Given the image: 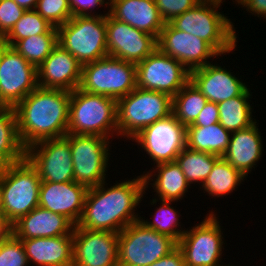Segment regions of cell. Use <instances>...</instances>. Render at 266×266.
Returning a JSON list of instances; mask_svg holds the SVG:
<instances>
[{"mask_svg":"<svg viewBox=\"0 0 266 266\" xmlns=\"http://www.w3.org/2000/svg\"><path fill=\"white\" fill-rule=\"evenodd\" d=\"M17 132V118L14 108H0V164L18 163L25 158Z\"/></svg>","mask_w":266,"mask_h":266,"instance_id":"83f0119b","label":"cell"},{"mask_svg":"<svg viewBox=\"0 0 266 266\" xmlns=\"http://www.w3.org/2000/svg\"><path fill=\"white\" fill-rule=\"evenodd\" d=\"M24 12L25 10L13 0L0 1V40L11 30Z\"/></svg>","mask_w":266,"mask_h":266,"instance_id":"f35d334b","label":"cell"},{"mask_svg":"<svg viewBox=\"0 0 266 266\" xmlns=\"http://www.w3.org/2000/svg\"><path fill=\"white\" fill-rule=\"evenodd\" d=\"M58 45L57 27L47 33L19 40L13 48L30 64L38 68Z\"/></svg>","mask_w":266,"mask_h":266,"instance_id":"1f68e13d","label":"cell"},{"mask_svg":"<svg viewBox=\"0 0 266 266\" xmlns=\"http://www.w3.org/2000/svg\"><path fill=\"white\" fill-rule=\"evenodd\" d=\"M257 125L255 122L248 128L231 132L228 149L222 156L245 177L255 168L264 151Z\"/></svg>","mask_w":266,"mask_h":266,"instance_id":"cb8c5ba5","label":"cell"},{"mask_svg":"<svg viewBox=\"0 0 266 266\" xmlns=\"http://www.w3.org/2000/svg\"><path fill=\"white\" fill-rule=\"evenodd\" d=\"M144 173L145 171L143 172L145 188L148 189V185L151 184L159 198L158 200L154 198L152 202L150 201L151 205L156 204L160 200L180 201L191 186L176 161L157 164L155 169L153 168L152 171ZM151 177H154V180ZM152 181L153 184L150 183Z\"/></svg>","mask_w":266,"mask_h":266,"instance_id":"484cf974","label":"cell"},{"mask_svg":"<svg viewBox=\"0 0 266 266\" xmlns=\"http://www.w3.org/2000/svg\"><path fill=\"white\" fill-rule=\"evenodd\" d=\"M106 181L88 188L84 209L77 226L83 229L120 233L129 224L140 217L135 208L144 197L143 174L136 178L114 183L105 188ZM139 216V217H138Z\"/></svg>","mask_w":266,"mask_h":266,"instance_id":"6da1fadb","label":"cell"},{"mask_svg":"<svg viewBox=\"0 0 266 266\" xmlns=\"http://www.w3.org/2000/svg\"><path fill=\"white\" fill-rule=\"evenodd\" d=\"M108 56L137 64L157 48V39L106 13Z\"/></svg>","mask_w":266,"mask_h":266,"instance_id":"e0dca14e","label":"cell"},{"mask_svg":"<svg viewBox=\"0 0 266 266\" xmlns=\"http://www.w3.org/2000/svg\"><path fill=\"white\" fill-rule=\"evenodd\" d=\"M67 134L118 136L117 101L76 88L71 92Z\"/></svg>","mask_w":266,"mask_h":266,"instance_id":"277c9868","label":"cell"},{"mask_svg":"<svg viewBox=\"0 0 266 266\" xmlns=\"http://www.w3.org/2000/svg\"><path fill=\"white\" fill-rule=\"evenodd\" d=\"M71 92L37 87L15 108L22 146L64 137L68 131Z\"/></svg>","mask_w":266,"mask_h":266,"instance_id":"7a4b0ae2","label":"cell"},{"mask_svg":"<svg viewBox=\"0 0 266 266\" xmlns=\"http://www.w3.org/2000/svg\"><path fill=\"white\" fill-rule=\"evenodd\" d=\"M246 177L223 157H220L214 164L212 171L202 184V190L212 197H222L236 190Z\"/></svg>","mask_w":266,"mask_h":266,"instance_id":"f546056e","label":"cell"},{"mask_svg":"<svg viewBox=\"0 0 266 266\" xmlns=\"http://www.w3.org/2000/svg\"><path fill=\"white\" fill-rule=\"evenodd\" d=\"M12 225L13 235L20 240L72 235L75 226L65 216L40 206Z\"/></svg>","mask_w":266,"mask_h":266,"instance_id":"7402d4cb","label":"cell"},{"mask_svg":"<svg viewBox=\"0 0 266 266\" xmlns=\"http://www.w3.org/2000/svg\"><path fill=\"white\" fill-rule=\"evenodd\" d=\"M37 87V68L0 41V107L15 108Z\"/></svg>","mask_w":266,"mask_h":266,"instance_id":"8fae6325","label":"cell"},{"mask_svg":"<svg viewBox=\"0 0 266 266\" xmlns=\"http://www.w3.org/2000/svg\"><path fill=\"white\" fill-rule=\"evenodd\" d=\"M218 219L211 211L200 224L184 232L178 247L183 252L186 266H223L219 262L225 243Z\"/></svg>","mask_w":266,"mask_h":266,"instance_id":"7c38bea8","label":"cell"},{"mask_svg":"<svg viewBox=\"0 0 266 266\" xmlns=\"http://www.w3.org/2000/svg\"><path fill=\"white\" fill-rule=\"evenodd\" d=\"M17 5L26 10H35L37 0H13Z\"/></svg>","mask_w":266,"mask_h":266,"instance_id":"f6af8a7d","label":"cell"},{"mask_svg":"<svg viewBox=\"0 0 266 266\" xmlns=\"http://www.w3.org/2000/svg\"><path fill=\"white\" fill-rule=\"evenodd\" d=\"M28 263L37 266H72L73 235L21 240Z\"/></svg>","mask_w":266,"mask_h":266,"instance_id":"d4e9b609","label":"cell"},{"mask_svg":"<svg viewBox=\"0 0 266 266\" xmlns=\"http://www.w3.org/2000/svg\"><path fill=\"white\" fill-rule=\"evenodd\" d=\"M158 8L159 15L165 23L170 22L189 9L194 8L197 0H154Z\"/></svg>","mask_w":266,"mask_h":266,"instance_id":"74e56055","label":"cell"},{"mask_svg":"<svg viewBox=\"0 0 266 266\" xmlns=\"http://www.w3.org/2000/svg\"><path fill=\"white\" fill-rule=\"evenodd\" d=\"M186 139V126L172 113L145 127L131 140H135L157 165L176 161L186 148Z\"/></svg>","mask_w":266,"mask_h":266,"instance_id":"5bb4252c","label":"cell"},{"mask_svg":"<svg viewBox=\"0 0 266 266\" xmlns=\"http://www.w3.org/2000/svg\"><path fill=\"white\" fill-rule=\"evenodd\" d=\"M57 32L58 44L82 66L108 56L106 13L75 15Z\"/></svg>","mask_w":266,"mask_h":266,"instance_id":"5b68a950","label":"cell"},{"mask_svg":"<svg viewBox=\"0 0 266 266\" xmlns=\"http://www.w3.org/2000/svg\"><path fill=\"white\" fill-rule=\"evenodd\" d=\"M137 87L136 64L107 56L82 66L79 89L118 101Z\"/></svg>","mask_w":266,"mask_h":266,"instance_id":"ba28073f","label":"cell"},{"mask_svg":"<svg viewBox=\"0 0 266 266\" xmlns=\"http://www.w3.org/2000/svg\"><path fill=\"white\" fill-rule=\"evenodd\" d=\"M118 234L75 225L72 266H118Z\"/></svg>","mask_w":266,"mask_h":266,"instance_id":"2e32d148","label":"cell"},{"mask_svg":"<svg viewBox=\"0 0 266 266\" xmlns=\"http://www.w3.org/2000/svg\"><path fill=\"white\" fill-rule=\"evenodd\" d=\"M218 65L208 63L190 71V81L210 102L219 103L242 95L248 89L245 82Z\"/></svg>","mask_w":266,"mask_h":266,"instance_id":"44dd1931","label":"cell"},{"mask_svg":"<svg viewBox=\"0 0 266 266\" xmlns=\"http://www.w3.org/2000/svg\"><path fill=\"white\" fill-rule=\"evenodd\" d=\"M23 243L13 234L0 242V266H28Z\"/></svg>","mask_w":266,"mask_h":266,"instance_id":"8d00e7d4","label":"cell"},{"mask_svg":"<svg viewBox=\"0 0 266 266\" xmlns=\"http://www.w3.org/2000/svg\"><path fill=\"white\" fill-rule=\"evenodd\" d=\"M177 246L174 239L148 228L139 219L118 234V266H149Z\"/></svg>","mask_w":266,"mask_h":266,"instance_id":"9c48e42d","label":"cell"},{"mask_svg":"<svg viewBox=\"0 0 266 266\" xmlns=\"http://www.w3.org/2000/svg\"><path fill=\"white\" fill-rule=\"evenodd\" d=\"M88 188L75 181H41L39 206L61 214L77 225L81 219Z\"/></svg>","mask_w":266,"mask_h":266,"instance_id":"ffe728a7","label":"cell"},{"mask_svg":"<svg viewBox=\"0 0 266 266\" xmlns=\"http://www.w3.org/2000/svg\"><path fill=\"white\" fill-rule=\"evenodd\" d=\"M82 65L59 44L37 68L38 87L72 92L79 88Z\"/></svg>","mask_w":266,"mask_h":266,"instance_id":"d6986e66","label":"cell"},{"mask_svg":"<svg viewBox=\"0 0 266 266\" xmlns=\"http://www.w3.org/2000/svg\"><path fill=\"white\" fill-rule=\"evenodd\" d=\"M161 201L162 205L155 210L156 213L154 214L153 221H147V219L144 220L143 218H140V220L148 228H151L160 234L169 236L178 243L186 230L178 229L179 224H181L179 223L180 216L178 215V211L170 205L173 201Z\"/></svg>","mask_w":266,"mask_h":266,"instance_id":"e575fe53","label":"cell"},{"mask_svg":"<svg viewBox=\"0 0 266 266\" xmlns=\"http://www.w3.org/2000/svg\"><path fill=\"white\" fill-rule=\"evenodd\" d=\"M108 13L119 21L153 35L158 39L165 22L154 0H108Z\"/></svg>","mask_w":266,"mask_h":266,"instance_id":"603a6c76","label":"cell"},{"mask_svg":"<svg viewBox=\"0 0 266 266\" xmlns=\"http://www.w3.org/2000/svg\"><path fill=\"white\" fill-rule=\"evenodd\" d=\"M208 102L207 98L189 81L172 97V113L183 125L192 124Z\"/></svg>","mask_w":266,"mask_h":266,"instance_id":"d6a6232c","label":"cell"},{"mask_svg":"<svg viewBox=\"0 0 266 266\" xmlns=\"http://www.w3.org/2000/svg\"><path fill=\"white\" fill-rule=\"evenodd\" d=\"M35 10L54 27L64 25L73 17L69 0H37Z\"/></svg>","mask_w":266,"mask_h":266,"instance_id":"d590c367","label":"cell"},{"mask_svg":"<svg viewBox=\"0 0 266 266\" xmlns=\"http://www.w3.org/2000/svg\"><path fill=\"white\" fill-rule=\"evenodd\" d=\"M73 16L75 15H91L95 7L108 5L106 0H69ZM106 1V2H105ZM93 8V10H92Z\"/></svg>","mask_w":266,"mask_h":266,"instance_id":"60d3db41","label":"cell"},{"mask_svg":"<svg viewBox=\"0 0 266 266\" xmlns=\"http://www.w3.org/2000/svg\"><path fill=\"white\" fill-rule=\"evenodd\" d=\"M218 7L221 6L198 3L169 23L175 29L203 39L222 56L232 52L237 47L238 41L233 23L230 18L217 10Z\"/></svg>","mask_w":266,"mask_h":266,"instance_id":"8992f818","label":"cell"},{"mask_svg":"<svg viewBox=\"0 0 266 266\" xmlns=\"http://www.w3.org/2000/svg\"><path fill=\"white\" fill-rule=\"evenodd\" d=\"M52 27L36 10H26L0 41L13 47L19 40L47 33Z\"/></svg>","mask_w":266,"mask_h":266,"instance_id":"836d02e7","label":"cell"},{"mask_svg":"<svg viewBox=\"0 0 266 266\" xmlns=\"http://www.w3.org/2000/svg\"><path fill=\"white\" fill-rule=\"evenodd\" d=\"M198 3H204V4H214V5H218V6H222L221 3H223V0H197ZM238 0H235V3Z\"/></svg>","mask_w":266,"mask_h":266,"instance_id":"bcb514c9","label":"cell"},{"mask_svg":"<svg viewBox=\"0 0 266 266\" xmlns=\"http://www.w3.org/2000/svg\"><path fill=\"white\" fill-rule=\"evenodd\" d=\"M25 157L36 168L41 181H74L69 134L39 141L26 149Z\"/></svg>","mask_w":266,"mask_h":266,"instance_id":"9a60e30c","label":"cell"},{"mask_svg":"<svg viewBox=\"0 0 266 266\" xmlns=\"http://www.w3.org/2000/svg\"><path fill=\"white\" fill-rule=\"evenodd\" d=\"M231 132L219 122L211 126H186L188 149L222 157L228 149Z\"/></svg>","mask_w":266,"mask_h":266,"instance_id":"4316f807","label":"cell"},{"mask_svg":"<svg viewBox=\"0 0 266 266\" xmlns=\"http://www.w3.org/2000/svg\"><path fill=\"white\" fill-rule=\"evenodd\" d=\"M109 141L98 135L69 134L76 183L92 188L105 181L109 167Z\"/></svg>","mask_w":266,"mask_h":266,"instance_id":"30bf717a","label":"cell"},{"mask_svg":"<svg viewBox=\"0 0 266 266\" xmlns=\"http://www.w3.org/2000/svg\"><path fill=\"white\" fill-rule=\"evenodd\" d=\"M41 179L25 157L0 167V212L13 224L39 206Z\"/></svg>","mask_w":266,"mask_h":266,"instance_id":"3957f363","label":"cell"},{"mask_svg":"<svg viewBox=\"0 0 266 266\" xmlns=\"http://www.w3.org/2000/svg\"><path fill=\"white\" fill-rule=\"evenodd\" d=\"M219 122V110L217 103L208 101L202 111L197 116L192 126H211Z\"/></svg>","mask_w":266,"mask_h":266,"instance_id":"ab89813d","label":"cell"},{"mask_svg":"<svg viewBox=\"0 0 266 266\" xmlns=\"http://www.w3.org/2000/svg\"><path fill=\"white\" fill-rule=\"evenodd\" d=\"M157 48L178 60L189 72L204 67L210 58L220 56L206 41L191 33L164 24L157 39Z\"/></svg>","mask_w":266,"mask_h":266,"instance_id":"ac0fdd59","label":"cell"},{"mask_svg":"<svg viewBox=\"0 0 266 266\" xmlns=\"http://www.w3.org/2000/svg\"><path fill=\"white\" fill-rule=\"evenodd\" d=\"M238 5L247 7L246 11L266 19V0H238Z\"/></svg>","mask_w":266,"mask_h":266,"instance_id":"7bdbcfd3","label":"cell"},{"mask_svg":"<svg viewBox=\"0 0 266 266\" xmlns=\"http://www.w3.org/2000/svg\"><path fill=\"white\" fill-rule=\"evenodd\" d=\"M149 266H186L182 250L177 246L169 254Z\"/></svg>","mask_w":266,"mask_h":266,"instance_id":"b9f144b4","label":"cell"},{"mask_svg":"<svg viewBox=\"0 0 266 266\" xmlns=\"http://www.w3.org/2000/svg\"><path fill=\"white\" fill-rule=\"evenodd\" d=\"M136 76L137 88L163 92L171 97L190 81V72L158 48L136 64Z\"/></svg>","mask_w":266,"mask_h":266,"instance_id":"4fadbf2b","label":"cell"},{"mask_svg":"<svg viewBox=\"0 0 266 266\" xmlns=\"http://www.w3.org/2000/svg\"><path fill=\"white\" fill-rule=\"evenodd\" d=\"M249 88L242 94L217 103L219 123L228 131L234 132L250 127L256 122L251 115ZM254 119V120H253Z\"/></svg>","mask_w":266,"mask_h":266,"instance_id":"f1b7e54d","label":"cell"},{"mask_svg":"<svg viewBox=\"0 0 266 266\" xmlns=\"http://www.w3.org/2000/svg\"><path fill=\"white\" fill-rule=\"evenodd\" d=\"M172 105L170 95L136 87L117 101L118 136L131 140L145 127L172 114Z\"/></svg>","mask_w":266,"mask_h":266,"instance_id":"52a82bcc","label":"cell"},{"mask_svg":"<svg viewBox=\"0 0 266 266\" xmlns=\"http://www.w3.org/2000/svg\"><path fill=\"white\" fill-rule=\"evenodd\" d=\"M12 234V223L0 212V242L7 240Z\"/></svg>","mask_w":266,"mask_h":266,"instance_id":"ee69618b","label":"cell"},{"mask_svg":"<svg viewBox=\"0 0 266 266\" xmlns=\"http://www.w3.org/2000/svg\"><path fill=\"white\" fill-rule=\"evenodd\" d=\"M219 158L218 155L194 151L186 147L177 156L176 162L190 184L200 185L201 183L202 186Z\"/></svg>","mask_w":266,"mask_h":266,"instance_id":"4dcf8cb0","label":"cell"}]
</instances>
